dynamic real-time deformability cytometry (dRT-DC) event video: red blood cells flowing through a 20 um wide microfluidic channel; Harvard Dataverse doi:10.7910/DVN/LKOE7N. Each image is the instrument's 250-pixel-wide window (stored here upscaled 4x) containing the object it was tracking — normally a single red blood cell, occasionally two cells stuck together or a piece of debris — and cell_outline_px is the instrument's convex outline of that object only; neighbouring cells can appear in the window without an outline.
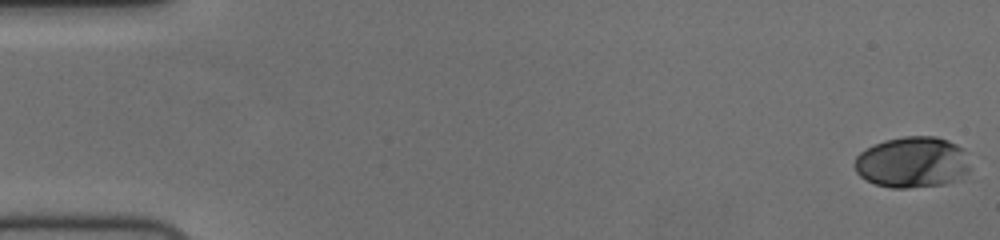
{"species": "human", "species_latin": "Homo sapiens", "temperature_condition": "cold", "stored_images_in_passage": 57, "camera_frame_rate_fps": 3000, "um_per_image_px": 0.085, "donor": {"sex": "female"}, "frame": {"image": 1, "passage_image": 1, "time_ms": 0.0, "image_size_px": [1000, 240], "cell_outline_px": [[968, 172], [960, 180], [944, 184], [908, 188], [892, 188], [876, 184], [860, 176], [856, 172], [852, 164], [856, 156], [860, 152], [884, 140], [904, 136], [936, 136], [948, 140], [964, 148], [968, 168]], "centroid_in_image_um": [77.54, 13.79], "position_along_channel_um": 7.5, "area_um2": 34.56}}
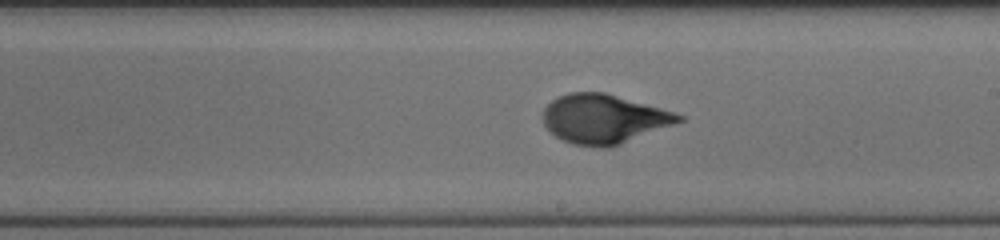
{"frame": {"image": 2, "passage_image": 33, "time_ms": 10.667, "image_size_px": [1000, 240], "cell_outline_px": [[684, 120], [620, 144], [608, 148], [600, 148], [572, 144], [556, 136], [544, 124], [544, 108], [556, 96], [568, 92], [604, 92], [660, 108], [684, 116]], "centroid_in_image_um": [51.29, 10.1], "position_along_channel_um": 237.7, "area_um2": 38.44}}
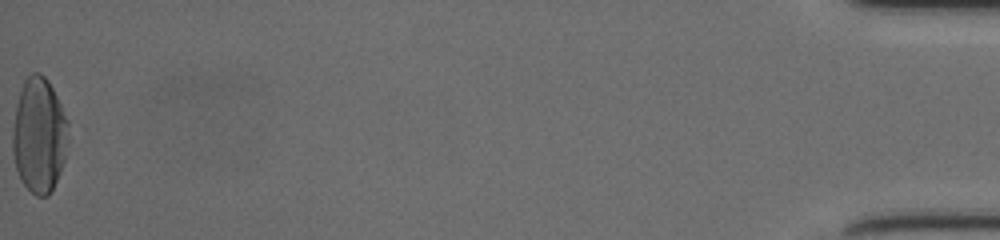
{"frame": {"image": 3, "passage_image": 57, "time_ms": 18.667, "image_size_px": [1000, 240], "cell_outline_px": [[68, 140], [64, 160], [56, 180], [48, 196], [36, 196], [20, 180], [16, 168], [12, 152], [12, 128], [16, 104], [20, 88], [24, 80], [32, 72], [40, 72], [48, 80], [68, 120]], "centroid_in_image_um": [3.3, 11.47], "position_along_channel_um": 431.9, "area_um2": 37.45}, "authors_computed_cell_mechanics": {"area_um2": 37.1076, "velocity_mm_per_s": 3.7107, "shape_relaxation_time_tau1_ms": 4.1216, "shape_relaxation_time_tau2_ms": null, "deformation_change_tau1": 0.2149, "deformation_change_tau2": null}}